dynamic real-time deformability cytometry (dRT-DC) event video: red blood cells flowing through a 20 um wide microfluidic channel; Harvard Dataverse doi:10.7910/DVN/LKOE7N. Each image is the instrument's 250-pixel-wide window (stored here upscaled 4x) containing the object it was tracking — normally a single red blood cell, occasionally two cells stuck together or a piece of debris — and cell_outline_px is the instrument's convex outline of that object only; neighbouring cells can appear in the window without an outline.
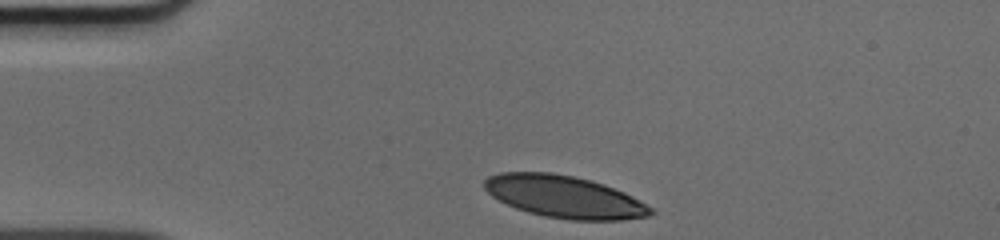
{"species": "human", "species_latin": "Homo sapiens", "temperature_condition": "cold", "stored_images_in_passage": 31, "camera_frame_rate_fps": 3000, "um_per_image_px": 0.085, "donor": {"sex": "male"}, "frame": {"image": 1, "passage_image": 1, "time_ms": 0.0, "image_size_px": [1000, 240], "cell_outline_px": [[656, 212], [648, 216], [624, 220], [568, 220], [544, 216], [528, 212], [516, 208], [492, 196], [484, 188], [484, 180], [488, 176], [500, 172], [552, 172], [592, 180], [604, 184], [624, 192], [652, 208]], "centroid_in_image_um": [47.97, 16.72], "position_along_channel_um": 37.0, "area_um2": 40.86}}
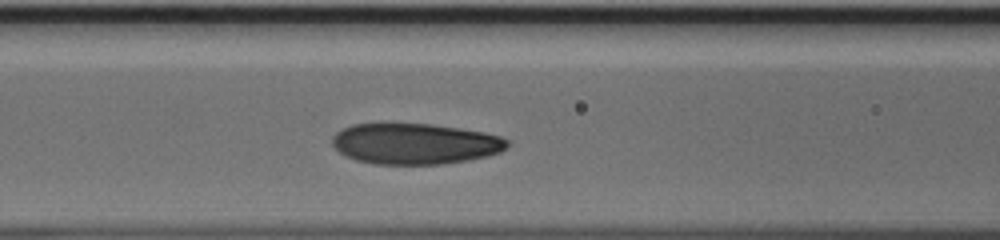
{"frame": {"image": 2, "passage_image": 11, "time_ms": 3.333, "image_size_px": [1000, 240], "cell_outline_px": [[508, 148], [500, 152], [488, 156], [468, 160], [444, 164], [372, 164], [356, 160], [344, 156], [332, 144], [332, 136], [336, 132], [352, 124], [432, 124], [460, 128], [484, 132], [500, 136], [508, 140]], "centroid_in_image_um": [35.28, 12.22], "position_along_channel_um": 131.3, "area_um2": 41.85}}
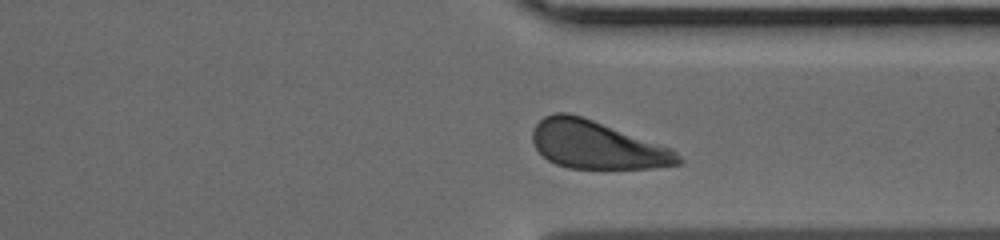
{"frame": {"image": 3, "passage_image": 28, "time_ms": 9.0, "image_size_px": [1000, 240], "cell_outline_px": [[684, 160], [680, 164], [652, 168], [568, 168], [556, 164], [548, 160], [536, 148], [532, 140], [532, 132], [536, 124], [544, 116], [556, 112], [568, 112], [592, 120], [672, 148]], "centroid_in_image_um": [50.72, 12.32], "position_along_channel_um": 360.7, "area_um2": 40.34}}